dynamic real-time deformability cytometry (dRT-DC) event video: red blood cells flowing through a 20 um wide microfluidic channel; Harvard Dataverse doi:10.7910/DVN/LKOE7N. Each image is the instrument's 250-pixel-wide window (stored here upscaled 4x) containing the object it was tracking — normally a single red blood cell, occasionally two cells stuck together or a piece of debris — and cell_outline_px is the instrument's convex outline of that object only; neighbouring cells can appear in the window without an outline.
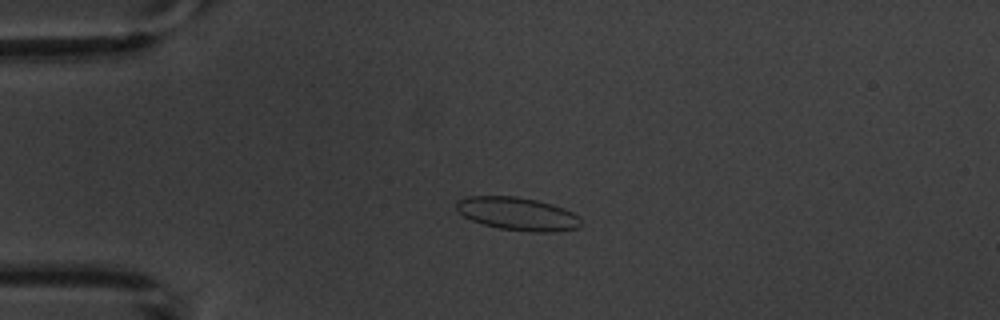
{"species": "common noctule bat (a hibernating species)", "species_latin": "Nyctalus noctula", "temperature_condition": "warm", "stored_images_in_passage": 6, "camera_frame_rate_fps": 3000, "um_per_image_px": 0.085, "animal": {"sex": "male", "body_mass_g": 20.1, "forearm_length_mm": 53.5}, "frame": {"image": 1, "passage_image": 4, "time_ms": 4.333, "image_size_px": [1000, 320], "cell_outline_px": [[580, 228], [552, 232], [532, 232], [500, 228], [484, 224], [472, 220], [464, 216], [456, 208], [456, 200], [468, 196], [516, 196], [536, 200], [552, 204], [564, 208], [580, 216]], "centroid_in_image_um": [44.01, 18.17], "position_along_channel_um": 41.0, "area_um2": 23.99}}